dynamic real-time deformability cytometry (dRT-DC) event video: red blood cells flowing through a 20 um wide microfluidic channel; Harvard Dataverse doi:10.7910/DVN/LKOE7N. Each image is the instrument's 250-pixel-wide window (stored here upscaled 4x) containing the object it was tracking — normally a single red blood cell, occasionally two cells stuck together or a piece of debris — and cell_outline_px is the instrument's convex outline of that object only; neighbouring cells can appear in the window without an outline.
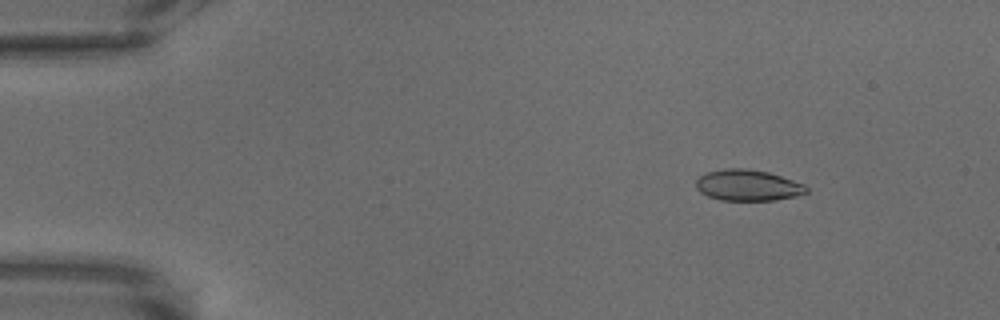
{"species": "common noctule bat (a hibernating species)", "species_latin": "Nyctalus noctula", "temperature_condition": "warm", "stored_images_in_passage": 15, "camera_frame_rate_fps": 3000, "um_per_image_px": 0.085, "animal": {"sex": "male", "body_mass_g": 18.8}, "frame": {"image": 1, "passage_image": 7, "time_ms": 2.0, "image_size_px": [1000, 320], "cell_outline_px": [[808, 192], [796, 196], [776, 200], [720, 200], [708, 196], [700, 192], [696, 188], [696, 180], [704, 172], [724, 168], [748, 168], [768, 172], [804, 184], [808, 188]], "centroid_in_image_um": [63.54, 15.74], "position_along_channel_um": 21.5, "area_um2": 20.11}}